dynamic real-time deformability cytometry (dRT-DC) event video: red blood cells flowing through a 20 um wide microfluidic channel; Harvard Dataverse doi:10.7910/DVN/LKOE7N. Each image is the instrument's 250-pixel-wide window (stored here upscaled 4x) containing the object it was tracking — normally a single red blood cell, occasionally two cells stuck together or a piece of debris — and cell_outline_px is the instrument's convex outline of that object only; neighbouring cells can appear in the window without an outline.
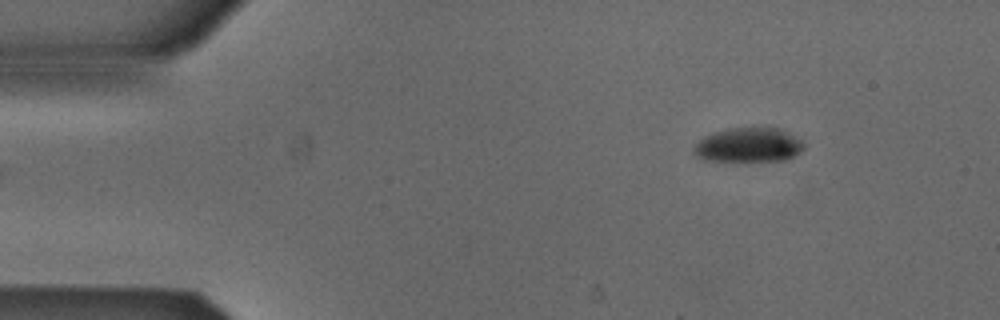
{"species": "Egyptian fruit bat (a non-hibernating species)", "species_latin": "Rousettus aegyptiacus", "temperature_condition": "cold", "stored_images_in_passage": 5, "camera_frame_rate_fps": 3000, "um_per_image_px": 0.085, "animal": {"sex": "male"}, "frame": {"image": 1, "passage_image": 5, "time_ms": 1.333, "image_size_px": [1000, 320], "cell_outline_px": [[804, 148], [800, 152], [788, 160], [704, 160], [696, 156], [692, 152], [692, 148], [704, 136], [712, 132], [728, 128], [780, 128], [800, 140], [804, 144]], "centroid_in_image_um": [63.6, 12.32], "position_along_channel_um": 21.4, "area_um2": 21.91}}